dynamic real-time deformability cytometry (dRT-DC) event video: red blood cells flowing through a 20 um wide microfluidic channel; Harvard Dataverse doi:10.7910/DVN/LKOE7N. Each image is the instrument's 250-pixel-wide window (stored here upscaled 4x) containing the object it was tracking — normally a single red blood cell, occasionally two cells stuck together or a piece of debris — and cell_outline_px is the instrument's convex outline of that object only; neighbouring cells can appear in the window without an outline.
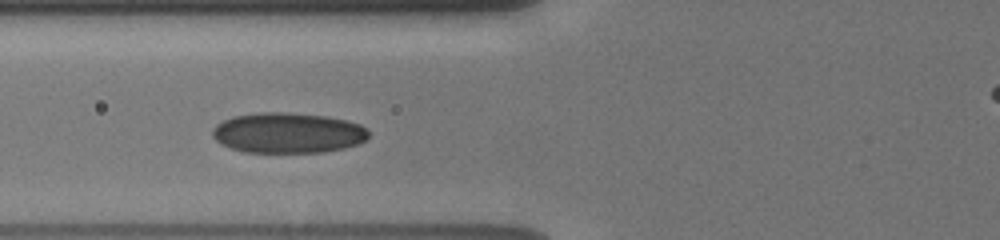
{"species": "human", "species_latin": "Homo sapiens", "temperature_condition": "cold", "stored_images_in_passage": 42, "camera_frame_rate_fps": 3000, "um_per_image_px": 0.085, "donor": {"sex": "male"}, "frame": {"image": 1, "passage_image": 15, "time_ms": 4.667, "image_size_px": [1000, 240], "cell_outline_px": [[368, 136], [364, 140], [356, 144], [344, 148], [324, 152], [244, 152], [220, 144], [212, 136], [212, 128], [216, 124], [232, 116], [256, 112], [288, 112], [328, 116], [348, 120], [360, 124], [368, 128]], "centroid_in_image_um": [24.46, 11.28], "position_along_channel_um": 101.3, "area_um2": 37.11}}
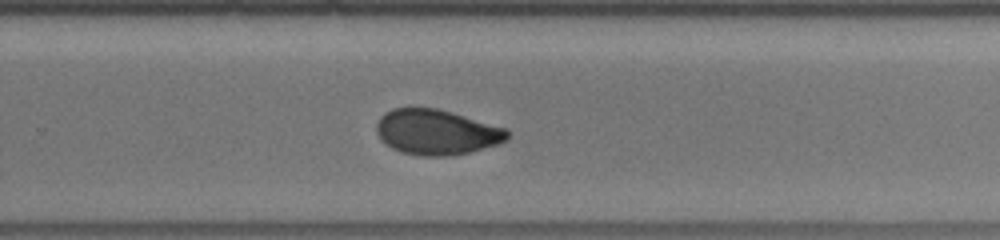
{"frame": {"image": 2, "passage_image": 30, "time_ms": 9.667, "image_size_px": [1000, 240], "cell_outline_px": [[508, 140], [500, 144], [452, 156], [420, 156], [400, 152], [384, 144], [380, 140], [376, 132], [376, 124], [380, 116], [384, 112], [392, 108], [436, 108], [508, 128]], "centroid_in_image_um": [37.09, 11.24], "position_along_channel_um": 292.7, "area_um2": 34.85}}
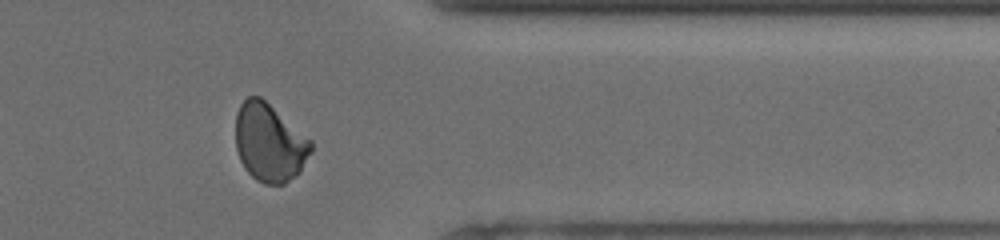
{"frame": {"image": 3, "passage_image": 38, "time_ms": 12.333, "image_size_px": [1000, 240], "cell_outline_px": [[312, 152], [300, 172], [296, 176], [284, 184], [264, 184], [256, 180], [244, 168], [240, 160], [236, 148], [236, 112], [240, 104], [248, 96], [260, 96], [312, 140]], "centroid_in_image_um": [22.91, 12.13], "position_along_channel_um": 388.5, "area_um2": 34.51}, "authors_computed_cell_mechanics": {"area_um2": 34.9979, "velocity_mm_per_s": 3.836, "shape_relaxation_time_tau1_ms": 6.107, "shape_relaxation_time_tau2_ms": 1.4611, "deformation_change_tau1": 0.1479, "deformation_change_tau2": 0.0571}}